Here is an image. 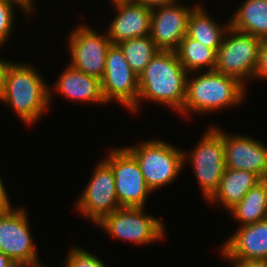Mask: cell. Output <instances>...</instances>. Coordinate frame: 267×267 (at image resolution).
Wrapping results in <instances>:
<instances>
[{"label":"cell","instance_id":"6da1fadb","mask_svg":"<svg viewBox=\"0 0 267 267\" xmlns=\"http://www.w3.org/2000/svg\"><path fill=\"white\" fill-rule=\"evenodd\" d=\"M187 76L175 51L160 50L139 76L138 101L131 112L137 113L141 101L146 100L180 113L186 98Z\"/></svg>","mask_w":267,"mask_h":267},{"label":"cell","instance_id":"7a4b0ae2","mask_svg":"<svg viewBox=\"0 0 267 267\" xmlns=\"http://www.w3.org/2000/svg\"><path fill=\"white\" fill-rule=\"evenodd\" d=\"M52 90L31 64L11 62L6 69L0 101L11 106L20 120L31 126L46 113L52 102Z\"/></svg>","mask_w":267,"mask_h":267},{"label":"cell","instance_id":"3957f363","mask_svg":"<svg viewBox=\"0 0 267 267\" xmlns=\"http://www.w3.org/2000/svg\"><path fill=\"white\" fill-rule=\"evenodd\" d=\"M193 72L187 76L186 98L180 114L189 112L211 114L242 103L246 88L237 78L213 71Z\"/></svg>","mask_w":267,"mask_h":267},{"label":"cell","instance_id":"277c9868","mask_svg":"<svg viewBox=\"0 0 267 267\" xmlns=\"http://www.w3.org/2000/svg\"><path fill=\"white\" fill-rule=\"evenodd\" d=\"M124 148L137 160L152 192L170 184L184 168V151L162 139L146 140Z\"/></svg>","mask_w":267,"mask_h":267},{"label":"cell","instance_id":"5b68a950","mask_svg":"<svg viewBox=\"0 0 267 267\" xmlns=\"http://www.w3.org/2000/svg\"><path fill=\"white\" fill-rule=\"evenodd\" d=\"M185 153L184 150V164L187 160L190 162L203 199L207 201L217 190L226 169L221 128L209 127L193 151Z\"/></svg>","mask_w":267,"mask_h":267},{"label":"cell","instance_id":"8992f818","mask_svg":"<svg viewBox=\"0 0 267 267\" xmlns=\"http://www.w3.org/2000/svg\"><path fill=\"white\" fill-rule=\"evenodd\" d=\"M144 207H121L106 215L97 226L117 240L148 245L165 238L161 219L145 214Z\"/></svg>","mask_w":267,"mask_h":267},{"label":"cell","instance_id":"52a82bcc","mask_svg":"<svg viewBox=\"0 0 267 267\" xmlns=\"http://www.w3.org/2000/svg\"><path fill=\"white\" fill-rule=\"evenodd\" d=\"M260 43V38L230 26L216 52L215 71L237 78L247 86L246 81L254 77Z\"/></svg>","mask_w":267,"mask_h":267},{"label":"cell","instance_id":"ba28073f","mask_svg":"<svg viewBox=\"0 0 267 267\" xmlns=\"http://www.w3.org/2000/svg\"><path fill=\"white\" fill-rule=\"evenodd\" d=\"M112 169L116 195L121 207H146L152 190L147 186L137 160L125 149L109 150L103 159Z\"/></svg>","mask_w":267,"mask_h":267},{"label":"cell","instance_id":"9c48e42d","mask_svg":"<svg viewBox=\"0 0 267 267\" xmlns=\"http://www.w3.org/2000/svg\"><path fill=\"white\" fill-rule=\"evenodd\" d=\"M28 216L23 207L0 213V251L17 265L39 263Z\"/></svg>","mask_w":267,"mask_h":267},{"label":"cell","instance_id":"30bf717a","mask_svg":"<svg viewBox=\"0 0 267 267\" xmlns=\"http://www.w3.org/2000/svg\"><path fill=\"white\" fill-rule=\"evenodd\" d=\"M101 81V91L105 102L116 99L132 110L138 101L139 77L126 62L123 51L112 44L106 55L105 69Z\"/></svg>","mask_w":267,"mask_h":267},{"label":"cell","instance_id":"8fae6325","mask_svg":"<svg viewBox=\"0 0 267 267\" xmlns=\"http://www.w3.org/2000/svg\"><path fill=\"white\" fill-rule=\"evenodd\" d=\"M67 37L68 52H70L73 68L102 79L106 55L109 47L112 45L107 32L97 33L90 26L80 24Z\"/></svg>","mask_w":267,"mask_h":267},{"label":"cell","instance_id":"7c38bea8","mask_svg":"<svg viewBox=\"0 0 267 267\" xmlns=\"http://www.w3.org/2000/svg\"><path fill=\"white\" fill-rule=\"evenodd\" d=\"M76 202L78 213L97 225L106 215L121 208L117 200L114 174L102 159Z\"/></svg>","mask_w":267,"mask_h":267},{"label":"cell","instance_id":"4fadbf2b","mask_svg":"<svg viewBox=\"0 0 267 267\" xmlns=\"http://www.w3.org/2000/svg\"><path fill=\"white\" fill-rule=\"evenodd\" d=\"M197 5L190 8L175 1L152 10L149 35L160 50L178 48L187 34L189 16Z\"/></svg>","mask_w":267,"mask_h":267},{"label":"cell","instance_id":"5bb4252c","mask_svg":"<svg viewBox=\"0 0 267 267\" xmlns=\"http://www.w3.org/2000/svg\"><path fill=\"white\" fill-rule=\"evenodd\" d=\"M224 144L225 167L245 170L267 178V145L250 135L227 134L221 129Z\"/></svg>","mask_w":267,"mask_h":267},{"label":"cell","instance_id":"9a60e30c","mask_svg":"<svg viewBox=\"0 0 267 267\" xmlns=\"http://www.w3.org/2000/svg\"><path fill=\"white\" fill-rule=\"evenodd\" d=\"M113 6L117 15L106 30L112 44L149 35L152 9L133 1Z\"/></svg>","mask_w":267,"mask_h":267},{"label":"cell","instance_id":"2e32d148","mask_svg":"<svg viewBox=\"0 0 267 267\" xmlns=\"http://www.w3.org/2000/svg\"><path fill=\"white\" fill-rule=\"evenodd\" d=\"M236 230L219 249L224 258L267 260V218Z\"/></svg>","mask_w":267,"mask_h":267},{"label":"cell","instance_id":"e0dca14e","mask_svg":"<svg viewBox=\"0 0 267 267\" xmlns=\"http://www.w3.org/2000/svg\"><path fill=\"white\" fill-rule=\"evenodd\" d=\"M54 84V91L69 101L106 104L101 91V81L73 68L70 64Z\"/></svg>","mask_w":267,"mask_h":267},{"label":"cell","instance_id":"ac0fdd59","mask_svg":"<svg viewBox=\"0 0 267 267\" xmlns=\"http://www.w3.org/2000/svg\"><path fill=\"white\" fill-rule=\"evenodd\" d=\"M262 180L258 174L249 171L225 169L217 190L207 202L214 205L217 203L229 212Z\"/></svg>","mask_w":267,"mask_h":267},{"label":"cell","instance_id":"d6986e66","mask_svg":"<svg viewBox=\"0 0 267 267\" xmlns=\"http://www.w3.org/2000/svg\"><path fill=\"white\" fill-rule=\"evenodd\" d=\"M207 10L198 4L188 19L187 35L217 52L230 20L223 26L219 25Z\"/></svg>","mask_w":267,"mask_h":267},{"label":"cell","instance_id":"ffe728a7","mask_svg":"<svg viewBox=\"0 0 267 267\" xmlns=\"http://www.w3.org/2000/svg\"><path fill=\"white\" fill-rule=\"evenodd\" d=\"M233 14L229 19L233 29L267 39V0H246Z\"/></svg>","mask_w":267,"mask_h":267},{"label":"cell","instance_id":"44dd1931","mask_svg":"<svg viewBox=\"0 0 267 267\" xmlns=\"http://www.w3.org/2000/svg\"><path fill=\"white\" fill-rule=\"evenodd\" d=\"M240 225H251L267 218L266 179L252 187L243 199L229 210Z\"/></svg>","mask_w":267,"mask_h":267},{"label":"cell","instance_id":"7402d4cb","mask_svg":"<svg viewBox=\"0 0 267 267\" xmlns=\"http://www.w3.org/2000/svg\"><path fill=\"white\" fill-rule=\"evenodd\" d=\"M178 59L184 69L190 74L192 72H200L215 70L216 52L204 46L202 43L190 38L187 34L180 42L175 50Z\"/></svg>","mask_w":267,"mask_h":267},{"label":"cell","instance_id":"603a6c76","mask_svg":"<svg viewBox=\"0 0 267 267\" xmlns=\"http://www.w3.org/2000/svg\"><path fill=\"white\" fill-rule=\"evenodd\" d=\"M117 45L123 51L126 62L138 77L160 51L150 35L126 40Z\"/></svg>","mask_w":267,"mask_h":267},{"label":"cell","instance_id":"cb8c5ba5","mask_svg":"<svg viewBox=\"0 0 267 267\" xmlns=\"http://www.w3.org/2000/svg\"><path fill=\"white\" fill-rule=\"evenodd\" d=\"M64 260L65 267H107L104 262L90 251L81 247H71Z\"/></svg>","mask_w":267,"mask_h":267},{"label":"cell","instance_id":"d4e9b609","mask_svg":"<svg viewBox=\"0 0 267 267\" xmlns=\"http://www.w3.org/2000/svg\"><path fill=\"white\" fill-rule=\"evenodd\" d=\"M15 6L20 7L12 0H0V46L6 43L13 32Z\"/></svg>","mask_w":267,"mask_h":267},{"label":"cell","instance_id":"484cf974","mask_svg":"<svg viewBox=\"0 0 267 267\" xmlns=\"http://www.w3.org/2000/svg\"><path fill=\"white\" fill-rule=\"evenodd\" d=\"M267 80V39L261 40L253 79Z\"/></svg>","mask_w":267,"mask_h":267},{"label":"cell","instance_id":"4316f807","mask_svg":"<svg viewBox=\"0 0 267 267\" xmlns=\"http://www.w3.org/2000/svg\"><path fill=\"white\" fill-rule=\"evenodd\" d=\"M231 260L233 267H267L265 259H240V258H225Z\"/></svg>","mask_w":267,"mask_h":267},{"label":"cell","instance_id":"83f0119b","mask_svg":"<svg viewBox=\"0 0 267 267\" xmlns=\"http://www.w3.org/2000/svg\"><path fill=\"white\" fill-rule=\"evenodd\" d=\"M9 199V194L5 189V186L2 182V178L0 176V213L10 211L13 207Z\"/></svg>","mask_w":267,"mask_h":267},{"label":"cell","instance_id":"f1b7e54d","mask_svg":"<svg viewBox=\"0 0 267 267\" xmlns=\"http://www.w3.org/2000/svg\"><path fill=\"white\" fill-rule=\"evenodd\" d=\"M175 1L177 0H133V2L152 10L161 6L171 4Z\"/></svg>","mask_w":267,"mask_h":267},{"label":"cell","instance_id":"f546056e","mask_svg":"<svg viewBox=\"0 0 267 267\" xmlns=\"http://www.w3.org/2000/svg\"><path fill=\"white\" fill-rule=\"evenodd\" d=\"M12 1H14L20 6V9H22L21 12L22 13L24 12L27 15L26 17H28L29 14L32 15L31 12L36 11L34 8L35 4L33 2L34 0H12Z\"/></svg>","mask_w":267,"mask_h":267},{"label":"cell","instance_id":"4dcf8cb0","mask_svg":"<svg viewBox=\"0 0 267 267\" xmlns=\"http://www.w3.org/2000/svg\"><path fill=\"white\" fill-rule=\"evenodd\" d=\"M10 63L11 61L3 60L2 57H0V96L3 91L6 69Z\"/></svg>","mask_w":267,"mask_h":267},{"label":"cell","instance_id":"1f68e13d","mask_svg":"<svg viewBox=\"0 0 267 267\" xmlns=\"http://www.w3.org/2000/svg\"><path fill=\"white\" fill-rule=\"evenodd\" d=\"M17 264L0 251V267H16Z\"/></svg>","mask_w":267,"mask_h":267},{"label":"cell","instance_id":"d6a6232c","mask_svg":"<svg viewBox=\"0 0 267 267\" xmlns=\"http://www.w3.org/2000/svg\"><path fill=\"white\" fill-rule=\"evenodd\" d=\"M112 4H120V3H127V2H132L133 0H110Z\"/></svg>","mask_w":267,"mask_h":267},{"label":"cell","instance_id":"836d02e7","mask_svg":"<svg viewBox=\"0 0 267 267\" xmlns=\"http://www.w3.org/2000/svg\"><path fill=\"white\" fill-rule=\"evenodd\" d=\"M16 267H41L40 263L33 264V265H17Z\"/></svg>","mask_w":267,"mask_h":267},{"label":"cell","instance_id":"e575fe53","mask_svg":"<svg viewBox=\"0 0 267 267\" xmlns=\"http://www.w3.org/2000/svg\"><path fill=\"white\" fill-rule=\"evenodd\" d=\"M266 208H267V178H266Z\"/></svg>","mask_w":267,"mask_h":267}]
</instances>
